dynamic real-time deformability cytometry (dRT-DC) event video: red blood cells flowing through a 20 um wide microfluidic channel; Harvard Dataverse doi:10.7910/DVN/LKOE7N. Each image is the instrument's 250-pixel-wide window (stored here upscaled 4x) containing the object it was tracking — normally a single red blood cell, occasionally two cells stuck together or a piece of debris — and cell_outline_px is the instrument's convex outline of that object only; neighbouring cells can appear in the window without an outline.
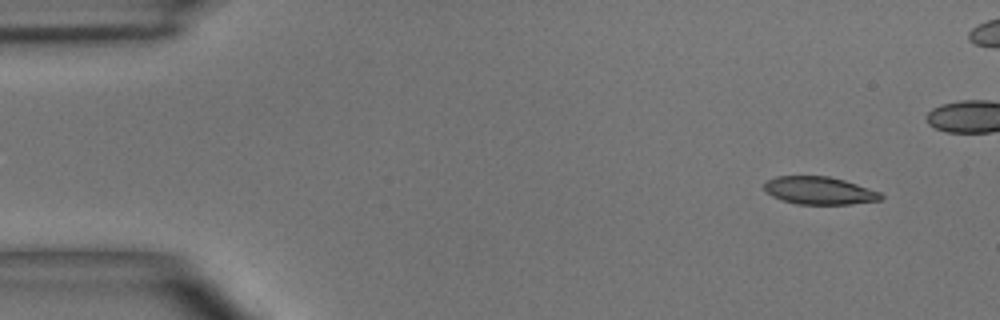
{"species": "common noctule bat (a hibernating species)", "species_latin": "Nyctalus noctula", "temperature_condition": "room temperature", "stored_images_in_passage": 5, "camera_frame_rate_fps": 3000, "um_per_image_px": 0.085, "animal": {"sex": "male", "body_mass_g": 15.6}, "frame": {"image": 1, "passage_image": 1, "time_ms": 0.0, "image_size_px": [1000, 320], "cell_outline_px": [[884, 200], [848, 204], [796, 204], [772, 196], [764, 192], [764, 184], [768, 180], [776, 176], [828, 176], [844, 180], [880, 192], [884, 196]], "centroid_in_image_um": [69.65, 16.2], "position_along_channel_um": 15.4, "area_um2": 18.84}}